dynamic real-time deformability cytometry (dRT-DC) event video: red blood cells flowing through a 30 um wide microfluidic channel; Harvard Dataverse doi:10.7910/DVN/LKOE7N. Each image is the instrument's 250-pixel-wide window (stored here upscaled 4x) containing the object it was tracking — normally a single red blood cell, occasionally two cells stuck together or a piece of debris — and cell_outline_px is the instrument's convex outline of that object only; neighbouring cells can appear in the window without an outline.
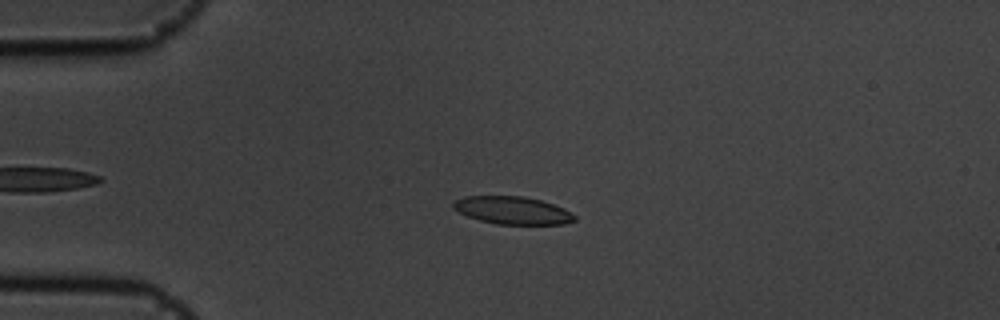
{"species": "common noctule bat (a hibernating species)", "species_latin": "Nyctalus noctula", "temperature_condition": "cold", "stored_images_in_passage": 55, "camera_frame_rate_fps": 3000, "um_per_image_px": 0.085, "animal": {"sex": "male", "body_mass_g": 19.5, "forearm_length_mm": 54.6}, "frame": {"image": 1, "passage_image": 13, "time_ms": 4.0, "image_size_px": [1000, 320], "cell_outline_px": [[576, 220], [564, 224], [496, 224], [480, 220], [468, 216], [452, 208], [452, 204], [456, 200], [464, 196], [524, 196], [540, 200], [564, 208], [572, 212], [576, 216]], "centroid_in_image_um": [43.58, 17.88], "position_along_channel_um": 41.4, "area_um2": 19.54}}
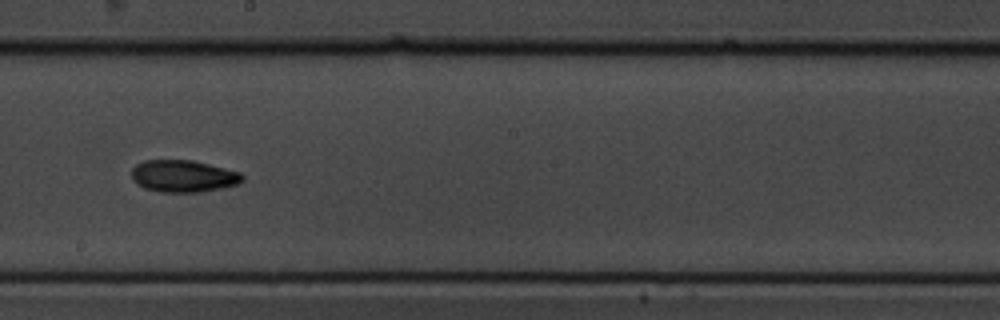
{"frame": {"image": 2, "passage_image": 31, "time_ms": 10.0, "image_size_px": [1000, 320], "cell_outline_px": [[244, 180], [236, 184], [224, 188], [200, 192], [160, 192], [144, 188], [136, 184], [132, 180], [132, 168], [136, 164], [144, 160], [192, 160], [240, 172], [244, 176]], "centroid_in_image_um": [15.56, 14.97], "position_along_channel_um": 232.6, "area_um2": 20.81}}
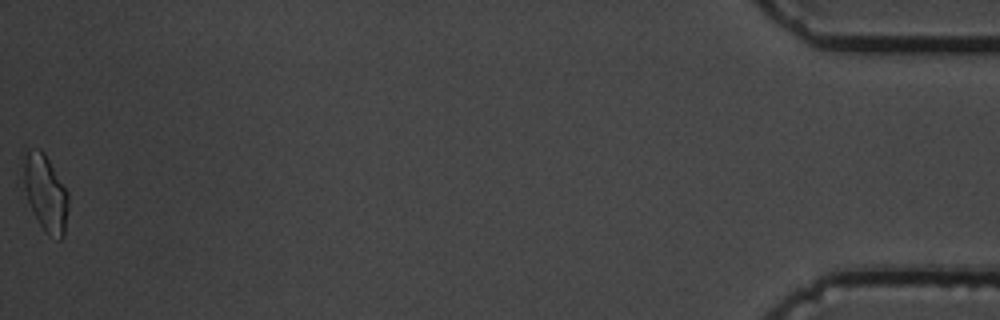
{"frame": {"image": 3, "passage_image": 55, "time_ms": 18.0, "image_size_px": [1000, 320], "cell_outline_px": [[68, 208], [64, 236], [60, 240], [56, 240], [48, 236], [44, 232], [16, 184], [28, 148], [40, 148], [44, 152], [68, 192]], "centroid_in_image_um": [3.76, 16.4], "position_along_channel_um": 431.4, "area_um2": 21.44}, "authors_computed_cell_mechanics": {"area_um2": 19.7098, "velocity_mm_per_s": 3.6462, "shape_relaxation_time_tau1_ms": 2.6928, "shape_relaxation_time_tau2_ms": 4.2095, "deformation_change_tau1": 0.1385, "deformation_change_tau2": 0.0688}}